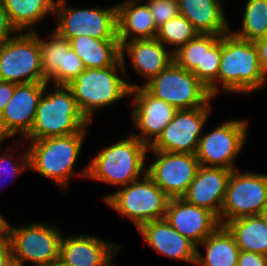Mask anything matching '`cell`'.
Listing matches in <instances>:
<instances>
[{"mask_svg": "<svg viewBox=\"0 0 267 266\" xmlns=\"http://www.w3.org/2000/svg\"><path fill=\"white\" fill-rule=\"evenodd\" d=\"M266 79L255 43L238 38L231 31L222 35L217 95H249L264 89Z\"/></svg>", "mask_w": 267, "mask_h": 266, "instance_id": "6da1fadb", "label": "cell"}, {"mask_svg": "<svg viewBox=\"0 0 267 266\" xmlns=\"http://www.w3.org/2000/svg\"><path fill=\"white\" fill-rule=\"evenodd\" d=\"M88 129L89 127L85 128L81 133L42 138L26 143L29 171L52 180L64 190L68 187L71 178L76 175L87 179L88 165L78 173L74 169L81 156Z\"/></svg>", "mask_w": 267, "mask_h": 266, "instance_id": "7a4b0ae2", "label": "cell"}, {"mask_svg": "<svg viewBox=\"0 0 267 266\" xmlns=\"http://www.w3.org/2000/svg\"><path fill=\"white\" fill-rule=\"evenodd\" d=\"M126 67V61L120 59L115 65L107 68H86L67 86L81 113L91 124L98 110L130 97V76Z\"/></svg>", "mask_w": 267, "mask_h": 266, "instance_id": "3957f363", "label": "cell"}, {"mask_svg": "<svg viewBox=\"0 0 267 266\" xmlns=\"http://www.w3.org/2000/svg\"><path fill=\"white\" fill-rule=\"evenodd\" d=\"M148 149V145L132 134L121 138L99 149L91 158L87 179L118 188L131 184L146 175Z\"/></svg>", "mask_w": 267, "mask_h": 266, "instance_id": "277c9868", "label": "cell"}, {"mask_svg": "<svg viewBox=\"0 0 267 266\" xmlns=\"http://www.w3.org/2000/svg\"><path fill=\"white\" fill-rule=\"evenodd\" d=\"M50 86L46 85L38 103L32 129L22 141L81 133L92 125L81 113L67 86Z\"/></svg>", "mask_w": 267, "mask_h": 266, "instance_id": "5b68a950", "label": "cell"}, {"mask_svg": "<svg viewBox=\"0 0 267 266\" xmlns=\"http://www.w3.org/2000/svg\"><path fill=\"white\" fill-rule=\"evenodd\" d=\"M107 207L127 217L138 230L143 224L164 219L170 198L146 174L141 179L102 197Z\"/></svg>", "mask_w": 267, "mask_h": 266, "instance_id": "8992f818", "label": "cell"}, {"mask_svg": "<svg viewBox=\"0 0 267 266\" xmlns=\"http://www.w3.org/2000/svg\"><path fill=\"white\" fill-rule=\"evenodd\" d=\"M66 0H56L54 30L67 40L81 35L97 39H118L117 6L74 8Z\"/></svg>", "mask_w": 267, "mask_h": 266, "instance_id": "52a82bcc", "label": "cell"}, {"mask_svg": "<svg viewBox=\"0 0 267 266\" xmlns=\"http://www.w3.org/2000/svg\"><path fill=\"white\" fill-rule=\"evenodd\" d=\"M63 232L52 222L8 226L7 242L15 261L33 266H50L59 259Z\"/></svg>", "mask_w": 267, "mask_h": 266, "instance_id": "ba28073f", "label": "cell"}, {"mask_svg": "<svg viewBox=\"0 0 267 266\" xmlns=\"http://www.w3.org/2000/svg\"><path fill=\"white\" fill-rule=\"evenodd\" d=\"M143 87L176 109L212 106L211 101L215 99L192 72L174 61Z\"/></svg>", "mask_w": 267, "mask_h": 266, "instance_id": "9c48e42d", "label": "cell"}, {"mask_svg": "<svg viewBox=\"0 0 267 266\" xmlns=\"http://www.w3.org/2000/svg\"><path fill=\"white\" fill-rule=\"evenodd\" d=\"M248 122L247 119L232 118L218 124L207 134L203 132L196 151L199 164L204 167L238 169L235 161L249 137Z\"/></svg>", "mask_w": 267, "mask_h": 266, "instance_id": "30bf717a", "label": "cell"}, {"mask_svg": "<svg viewBox=\"0 0 267 266\" xmlns=\"http://www.w3.org/2000/svg\"><path fill=\"white\" fill-rule=\"evenodd\" d=\"M0 81L47 82L41 69L38 36L34 32H18L0 44Z\"/></svg>", "mask_w": 267, "mask_h": 266, "instance_id": "8fae6325", "label": "cell"}, {"mask_svg": "<svg viewBox=\"0 0 267 266\" xmlns=\"http://www.w3.org/2000/svg\"><path fill=\"white\" fill-rule=\"evenodd\" d=\"M267 204V173L232 170L221 209L219 223L259 215Z\"/></svg>", "mask_w": 267, "mask_h": 266, "instance_id": "7c38bea8", "label": "cell"}, {"mask_svg": "<svg viewBox=\"0 0 267 266\" xmlns=\"http://www.w3.org/2000/svg\"><path fill=\"white\" fill-rule=\"evenodd\" d=\"M212 106L177 109L173 119L149 146L151 150L196 154Z\"/></svg>", "mask_w": 267, "mask_h": 266, "instance_id": "4fadbf2b", "label": "cell"}, {"mask_svg": "<svg viewBox=\"0 0 267 266\" xmlns=\"http://www.w3.org/2000/svg\"><path fill=\"white\" fill-rule=\"evenodd\" d=\"M155 159L146 174L171 199L181 198L200 167L196 154L160 152L148 149Z\"/></svg>", "mask_w": 267, "mask_h": 266, "instance_id": "5bb4252c", "label": "cell"}, {"mask_svg": "<svg viewBox=\"0 0 267 266\" xmlns=\"http://www.w3.org/2000/svg\"><path fill=\"white\" fill-rule=\"evenodd\" d=\"M132 135L150 146L172 121L177 109L152 96L143 86L130 90ZM140 131V133H139Z\"/></svg>", "mask_w": 267, "mask_h": 266, "instance_id": "9a60e30c", "label": "cell"}, {"mask_svg": "<svg viewBox=\"0 0 267 266\" xmlns=\"http://www.w3.org/2000/svg\"><path fill=\"white\" fill-rule=\"evenodd\" d=\"M47 84L30 82L16 85L12 98L0 114V130L7 139L18 134L22 140L30 132Z\"/></svg>", "mask_w": 267, "mask_h": 266, "instance_id": "2e32d148", "label": "cell"}, {"mask_svg": "<svg viewBox=\"0 0 267 266\" xmlns=\"http://www.w3.org/2000/svg\"><path fill=\"white\" fill-rule=\"evenodd\" d=\"M120 244L109 242L95 234L63 235L59 259L73 266H114Z\"/></svg>", "mask_w": 267, "mask_h": 266, "instance_id": "e0dca14e", "label": "cell"}, {"mask_svg": "<svg viewBox=\"0 0 267 266\" xmlns=\"http://www.w3.org/2000/svg\"><path fill=\"white\" fill-rule=\"evenodd\" d=\"M120 45L121 61L129 59L134 72L145 79L142 84L128 81L130 90L144 86L174 61L173 53L156 38L135 39L120 42Z\"/></svg>", "mask_w": 267, "mask_h": 266, "instance_id": "ac0fdd59", "label": "cell"}, {"mask_svg": "<svg viewBox=\"0 0 267 266\" xmlns=\"http://www.w3.org/2000/svg\"><path fill=\"white\" fill-rule=\"evenodd\" d=\"M165 219L196 246L220 226L218 218L212 212L182 198L169 200Z\"/></svg>", "mask_w": 267, "mask_h": 266, "instance_id": "d6986e66", "label": "cell"}, {"mask_svg": "<svg viewBox=\"0 0 267 266\" xmlns=\"http://www.w3.org/2000/svg\"><path fill=\"white\" fill-rule=\"evenodd\" d=\"M231 173L232 170L226 168L200 165L195 178L181 198L209 210L219 219Z\"/></svg>", "mask_w": 267, "mask_h": 266, "instance_id": "ffe728a7", "label": "cell"}, {"mask_svg": "<svg viewBox=\"0 0 267 266\" xmlns=\"http://www.w3.org/2000/svg\"><path fill=\"white\" fill-rule=\"evenodd\" d=\"M138 232L158 254L195 265L196 245L177 232L165 218L143 224Z\"/></svg>", "mask_w": 267, "mask_h": 266, "instance_id": "44dd1931", "label": "cell"}, {"mask_svg": "<svg viewBox=\"0 0 267 266\" xmlns=\"http://www.w3.org/2000/svg\"><path fill=\"white\" fill-rule=\"evenodd\" d=\"M224 0H178L179 12L199 34L222 36L230 31Z\"/></svg>", "mask_w": 267, "mask_h": 266, "instance_id": "7402d4cb", "label": "cell"}, {"mask_svg": "<svg viewBox=\"0 0 267 266\" xmlns=\"http://www.w3.org/2000/svg\"><path fill=\"white\" fill-rule=\"evenodd\" d=\"M141 0H124L117 6L119 42L135 39H153L158 27L146 3Z\"/></svg>", "mask_w": 267, "mask_h": 266, "instance_id": "603a6c76", "label": "cell"}, {"mask_svg": "<svg viewBox=\"0 0 267 266\" xmlns=\"http://www.w3.org/2000/svg\"><path fill=\"white\" fill-rule=\"evenodd\" d=\"M199 247L204 248L205 255ZM239 252L234 236L225 226L220 225L196 246L194 266H237Z\"/></svg>", "mask_w": 267, "mask_h": 266, "instance_id": "cb8c5ba5", "label": "cell"}, {"mask_svg": "<svg viewBox=\"0 0 267 266\" xmlns=\"http://www.w3.org/2000/svg\"><path fill=\"white\" fill-rule=\"evenodd\" d=\"M85 68H107L121 59L119 39H97L81 35L68 40Z\"/></svg>", "mask_w": 267, "mask_h": 266, "instance_id": "d4e9b609", "label": "cell"}, {"mask_svg": "<svg viewBox=\"0 0 267 266\" xmlns=\"http://www.w3.org/2000/svg\"><path fill=\"white\" fill-rule=\"evenodd\" d=\"M18 32H35V25L54 15L56 0H0Z\"/></svg>", "mask_w": 267, "mask_h": 266, "instance_id": "484cf974", "label": "cell"}, {"mask_svg": "<svg viewBox=\"0 0 267 266\" xmlns=\"http://www.w3.org/2000/svg\"><path fill=\"white\" fill-rule=\"evenodd\" d=\"M241 251L267 255V224L260 215L245 216L224 225Z\"/></svg>", "mask_w": 267, "mask_h": 266, "instance_id": "4316f807", "label": "cell"}, {"mask_svg": "<svg viewBox=\"0 0 267 266\" xmlns=\"http://www.w3.org/2000/svg\"><path fill=\"white\" fill-rule=\"evenodd\" d=\"M241 29L230 31L243 40L255 41L267 37V0H246Z\"/></svg>", "mask_w": 267, "mask_h": 266, "instance_id": "83f0119b", "label": "cell"}, {"mask_svg": "<svg viewBox=\"0 0 267 266\" xmlns=\"http://www.w3.org/2000/svg\"><path fill=\"white\" fill-rule=\"evenodd\" d=\"M198 34L192 24L179 14L158 27L155 38L174 53Z\"/></svg>", "mask_w": 267, "mask_h": 266, "instance_id": "f1b7e54d", "label": "cell"}, {"mask_svg": "<svg viewBox=\"0 0 267 266\" xmlns=\"http://www.w3.org/2000/svg\"><path fill=\"white\" fill-rule=\"evenodd\" d=\"M34 33L39 41L41 69L43 75L48 78L58 67H63L64 51L69 50L70 42L54 30L45 38L40 37L37 31Z\"/></svg>", "mask_w": 267, "mask_h": 266, "instance_id": "f546056e", "label": "cell"}, {"mask_svg": "<svg viewBox=\"0 0 267 266\" xmlns=\"http://www.w3.org/2000/svg\"><path fill=\"white\" fill-rule=\"evenodd\" d=\"M222 54V36L204 34L203 85L217 97V76Z\"/></svg>", "mask_w": 267, "mask_h": 266, "instance_id": "4dcf8cb0", "label": "cell"}, {"mask_svg": "<svg viewBox=\"0 0 267 266\" xmlns=\"http://www.w3.org/2000/svg\"><path fill=\"white\" fill-rule=\"evenodd\" d=\"M174 62L203 84L204 34H198L173 53Z\"/></svg>", "mask_w": 267, "mask_h": 266, "instance_id": "1f68e13d", "label": "cell"}, {"mask_svg": "<svg viewBox=\"0 0 267 266\" xmlns=\"http://www.w3.org/2000/svg\"><path fill=\"white\" fill-rule=\"evenodd\" d=\"M14 144L10 145L7 147V149L1 153V144H3V142H0V183L5 182L9 177L12 178H17V176L19 177L23 172L25 171H29V154H28V150L27 147L26 149H24V152L16 153V149L21 148L19 147V145H22L24 143V141H22L21 139L14 140ZM21 143V144H20ZM14 146V147H13ZM13 147V148H12ZM15 148V151H14ZM16 154H17V158H19L18 160H16ZM9 175V176H8ZM8 176V177H7ZM5 179H3V178ZM7 178V179H6ZM9 178V179H10ZM2 179V181H1ZM5 180V181H4ZM13 180V179H12ZM10 181V180H9ZM4 187V186H2ZM0 186V188H2Z\"/></svg>", "mask_w": 267, "mask_h": 266, "instance_id": "d6a6232c", "label": "cell"}, {"mask_svg": "<svg viewBox=\"0 0 267 266\" xmlns=\"http://www.w3.org/2000/svg\"><path fill=\"white\" fill-rule=\"evenodd\" d=\"M82 59L71 49L64 51L63 67H58L48 78L49 85L68 86L85 70Z\"/></svg>", "mask_w": 267, "mask_h": 266, "instance_id": "836d02e7", "label": "cell"}, {"mask_svg": "<svg viewBox=\"0 0 267 266\" xmlns=\"http://www.w3.org/2000/svg\"><path fill=\"white\" fill-rule=\"evenodd\" d=\"M146 4L157 27L180 14L178 0H147Z\"/></svg>", "mask_w": 267, "mask_h": 266, "instance_id": "e575fe53", "label": "cell"}, {"mask_svg": "<svg viewBox=\"0 0 267 266\" xmlns=\"http://www.w3.org/2000/svg\"><path fill=\"white\" fill-rule=\"evenodd\" d=\"M17 33L18 31L12 25L8 13L0 1V44L11 39Z\"/></svg>", "mask_w": 267, "mask_h": 266, "instance_id": "d590c367", "label": "cell"}, {"mask_svg": "<svg viewBox=\"0 0 267 266\" xmlns=\"http://www.w3.org/2000/svg\"><path fill=\"white\" fill-rule=\"evenodd\" d=\"M237 266H267V256L240 250Z\"/></svg>", "mask_w": 267, "mask_h": 266, "instance_id": "8d00e7d4", "label": "cell"}, {"mask_svg": "<svg viewBox=\"0 0 267 266\" xmlns=\"http://www.w3.org/2000/svg\"><path fill=\"white\" fill-rule=\"evenodd\" d=\"M16 85L15 83L0 81V114L12 98Z\"/></svg>", "mask_w": 267, "mask_h": 266, "instance_id": "74e56055", "label": "cell"}, {"mask_svg": "<svg viewBox=\"0 0 267 266\" xmlns=\"http://www.w3.org/2000/svg\"><path fill=\"white\" fill-rule=\"evenodd\" d=\"M254 43L257 46L258 56L263 69V74L267 78V37L255 40Z\"/></svg>", "mask_w": 267, "mask_h": 266, "instance_id": "f35d334b", "label": "cell"}, {"mask_svg": "<svg viewBox=\"0 0 267 266\" xmlns=\"http://www.w3.org/2000/svg\"><path fill=\"white\" fill-rule=\"evenodd\" d=\"M12 259L11 248L7 240L0 242V266H7Z\"/></svg>", "mask_w": 267, "mask_h": 266, "instance_id": "ab89813d", "label": "cell"}, {"mask_svg": "<svg viewBox=\"0 0 267 266\" xmlns=\"http://www.w3.org/2000/svg\"><path fill=\"white\" fill-rule=\"evenodd\" d=\"M9 221L0 213V242L7 240Z\"/></svg>", "mask_w": 267, "mask_h": 266, "instance_id": "60d3db41", "label": "cell"}, {"mask_svg": "<svg viewBox=\"0 0 267 266\" xmlns=\"http://www.w3.org/2000/svg\"><path fill=\"white\" fill-rule=\"evenodd\" d=\"M259 215L264 220V222L267 224V204L263 207Z\"/></svg>", "mask_w": 267, "mask_h": 266, "instance_id": "b9f144b4", "label": "cell"}, {"mask_svg": "<svg viewBox=\"0 0 267 266\" xmlns=\"http://www.w3.org/2000/svg\"><path fill=\"white\" fill-rule=\"evenodd\" d=\"M50 266H73V265L66 264V263L62 262L60 259H57Z\"/></svg>", "mask_w": 267, "mask_h": 266, "instance_id": "7bdbcfd3", "label": "cell"}, {"mask_svg": "<svg viewBox=\"0 0 267 266\" xmlns=\"http://www.w3.org/2000/svg\"><path fill=\"white\" fill-rule=\"evenodd\" d=\"M7 266H24L21 262L15 261V260H11Z\"/></svg>", "mask_w": 267, "mask_h": 266, "instance_id": "ee69618b", "label": "cell"}, {"mask_svg": "<svg viewBox=\"0 0 267 266\" xmlns=\"http://www.w3.org/2000/svg\"><path fill=\"white\" fill-rule=\"evenodd\" d=\"M7 138L2 134L0 130V142H4Z\"/></svg>", "mask_w": 267, "mask_h": 266, "instance_id": "f6af8a7d", "label": "cell"}]
</instances>
